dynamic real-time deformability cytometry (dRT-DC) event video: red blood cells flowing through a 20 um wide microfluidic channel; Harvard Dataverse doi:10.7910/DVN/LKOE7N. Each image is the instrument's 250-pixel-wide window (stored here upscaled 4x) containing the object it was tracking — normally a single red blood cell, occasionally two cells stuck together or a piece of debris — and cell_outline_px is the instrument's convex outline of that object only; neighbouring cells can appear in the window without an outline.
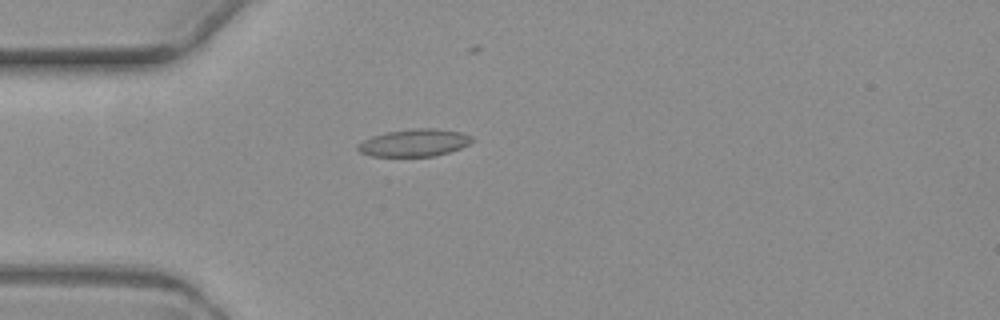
{"species": "common noctule bat (a hibernating species)", "species_latin": "Nyctalus noctula", "temperature_condition": "warm", "stored_images_in_passage": 4, "camera_frame_rate_fps": 3000, "um_per_image_px": 0.085, "animal": {"sex": "female", "body_mass_g": 19.3, "forearm_length_mm": 54.1}, "frame": {"image": 1, "passage_image": 2, "time_ms": 1.333, "image_size_px": [1000, 320], "cell_outline_px": [[472, 140], [468, 144], [460, 148], [448, 152], [432, 156], [372, 156], [360, 152], [356, 148], [364, 140], [372, 136], [388, 132], [416, 128], [436, 128], [460, 132], [472, 136]], "centroid_in_image_um": [35.22, 12.13], "position_along_channel_um": 49.8, "area_um2": 17.92}}